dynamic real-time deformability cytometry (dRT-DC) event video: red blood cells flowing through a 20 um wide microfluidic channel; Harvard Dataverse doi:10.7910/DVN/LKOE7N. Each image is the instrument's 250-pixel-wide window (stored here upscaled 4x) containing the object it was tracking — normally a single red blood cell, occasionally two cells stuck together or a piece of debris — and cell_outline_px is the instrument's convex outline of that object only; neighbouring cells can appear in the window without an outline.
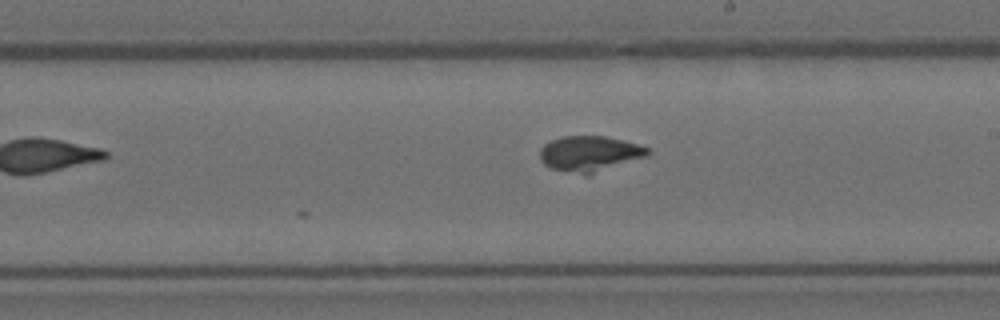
{"species": "Egyptian fruit bat (a non-hibernating species)", "species_latin": "Rousettus aegyptiacus", "temperature_condition": "room temperature", "stored_images_in_passage": 9, "camera_frame_rate_fps": 3000, "um_per_image_px": 0.085, "animal": {"sex": "female"}, "frame": {"image": 1, "passage_image": 9, "time_ms": 2.667, "image_size_px": [1000, 320], "cell_outline_px": [[652, 152], [648, 156], [588, 176], [584, 176], [552, 168], [544, 164], [540, 160], [540, 148], [544, 144], [552, 140], [564, 136], [604, 136], [636, 144], [648, 148]], "centroid_in_image_um": [50.12, 13.09], "position_along_channel_um": 238.9, "area_um2": 22.48}}